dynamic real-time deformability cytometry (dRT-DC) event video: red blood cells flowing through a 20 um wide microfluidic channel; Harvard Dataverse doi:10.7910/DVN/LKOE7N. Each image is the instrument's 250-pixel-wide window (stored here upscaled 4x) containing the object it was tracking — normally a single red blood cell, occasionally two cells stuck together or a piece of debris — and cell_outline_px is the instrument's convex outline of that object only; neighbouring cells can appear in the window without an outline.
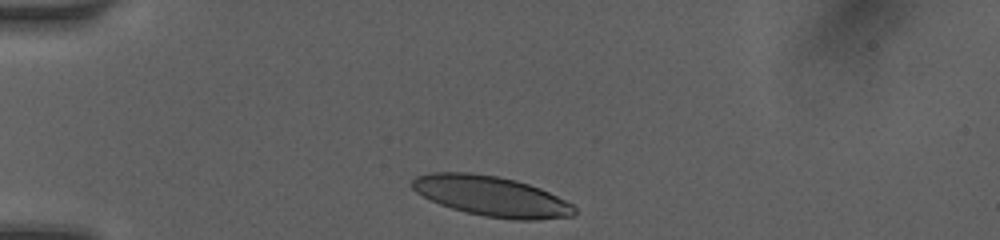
{"species": "human", "species_latin": "Homo sapiens", "temperature_condition": "room temperature", "stored_images_in_passage": 7, "camera_frame_rate_fps": 3000, "um_per_image_px": 0.085, "donor": {"sex": "female"}, "frame": {"image": 1, "passage_image": 1, "time_ms": 0.0, "image_size_px": [1000, 240], "cell_outline_px": [[576, 212], [572, 216], [536, 220], [512, 220], [484, 216], [452, 208], [440, 204], [416, 192], [412, 188], [412, 180], [416, 176], [428, 172], [472, 172], [496, 176], [516, 180], [540, 188], [572, 204], [576, 208]], "centroid_in_image_um": [41.77, 16.67], "position_along_channel_um": 43.2, "area_um2": 37.86}}
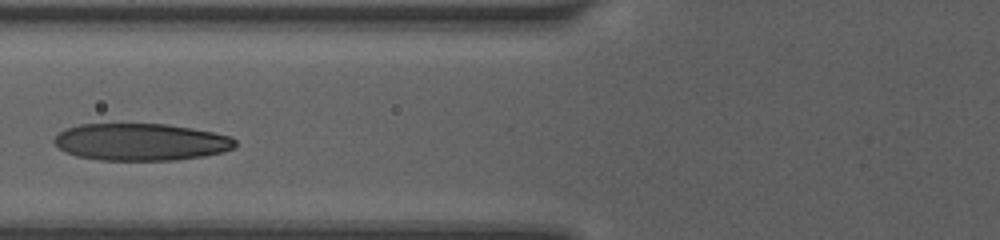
{"frame": {"image": 2, "passage_image": 4, "time_ms": 2.667, "image_size_px": [1000, 240], "cell_outline_px": [[236, 148], [224, 152], [204, 156], [176, 160], [100, 160], [76, 156], [60, 148], [52, 140], [64, 128], [80, 124], [168, 124], [192, 128], [232, 136], [236, 140]], "centroid_in_image_um": [12.01, 12.07], "position_along_channel_um": 113.8, "area_um2": 39.36}}
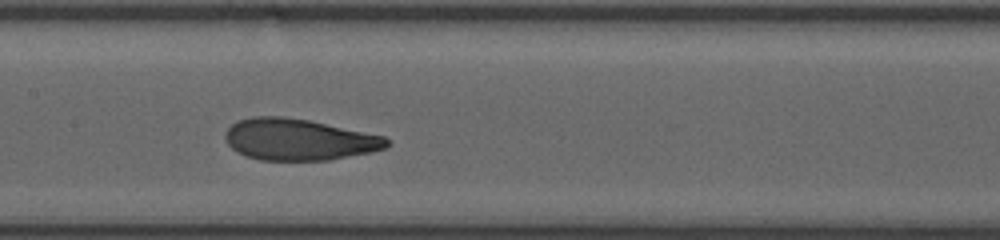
{"frame": {"image": 3, "passage_image": 6, "time_ms": 4.333, "image_size_px": [1000, 240], "cell_outline_px": [[388, 148], [372, 152], [328, 160], [260, 160], [244, 156], [236, 152], [228, 144], [224, 136], [228, 128], [236, 120], [252, 116], [280, 116], [308, 120], [384, 136], [388, 140]], "centroid_in_image_um": [25.36, 11.86], "position_along_channel_um": 182.0, "area_um2": 39.07}}